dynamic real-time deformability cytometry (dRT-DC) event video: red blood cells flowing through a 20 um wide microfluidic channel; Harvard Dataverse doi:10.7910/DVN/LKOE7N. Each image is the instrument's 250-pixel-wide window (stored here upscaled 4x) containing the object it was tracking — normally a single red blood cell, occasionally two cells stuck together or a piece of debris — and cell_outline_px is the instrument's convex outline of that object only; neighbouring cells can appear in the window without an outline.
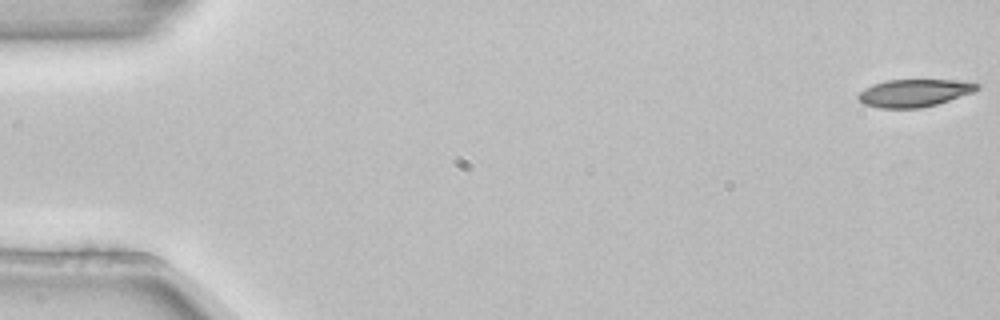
{"species": "common noctule bat (a hibernating species)", "species_latin": "Nyctalus noctula", "temperature_condition": "room temperature", "stored_images_in_passage": 4, "camera_frame_rate_fps": 3000, "um_per_image_px": 0.085, "animal": {"sex": "female", "body_mass_g": 22.7, "forearm_length_mm": 54.2}, "frame": {"image": 1, "passage_image": 1, "time_ms": 0.0, "image_size_px": [1000, 320], "cell_outline_px": [[980, 88], [972, 92], [936, 104], [920, 108], [880, 108], [864, 104], [856, 96], [864, 88], [872, 84], [888, 80], [956, 80], [980, 84]], "centroid_in_image_um": [77.67, 7.9], "position_along_channel_um": 7.3, "area_um2": 18.9}}
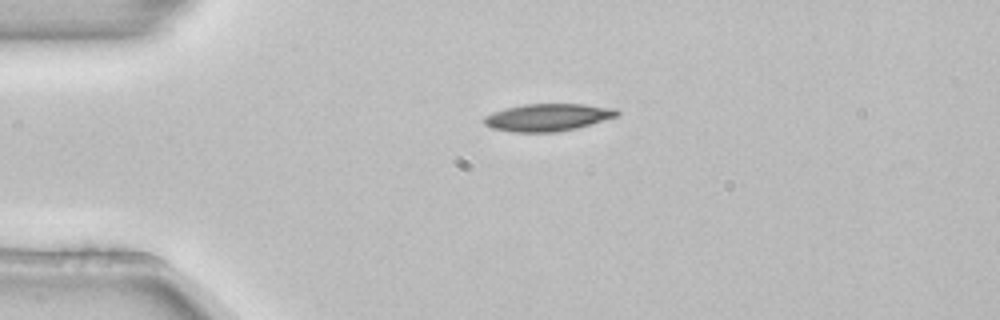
{"frame": {"image": 2, "passage_image": 3, "time_ms": 0.667, "image_size_px": [1000, 320], "cell_outline_px": [[620, 116], [576, 128], [556, 132], [512, 132], [492, 128], [484, 124], [484, 116], [504, 108], [524, 104], [584, 104], [616, 108], [620, 112]], "centroid_in_image_um": [46.59, 9.97], "position_along_channel_um": 38.4, "area_um2": 21.33}}